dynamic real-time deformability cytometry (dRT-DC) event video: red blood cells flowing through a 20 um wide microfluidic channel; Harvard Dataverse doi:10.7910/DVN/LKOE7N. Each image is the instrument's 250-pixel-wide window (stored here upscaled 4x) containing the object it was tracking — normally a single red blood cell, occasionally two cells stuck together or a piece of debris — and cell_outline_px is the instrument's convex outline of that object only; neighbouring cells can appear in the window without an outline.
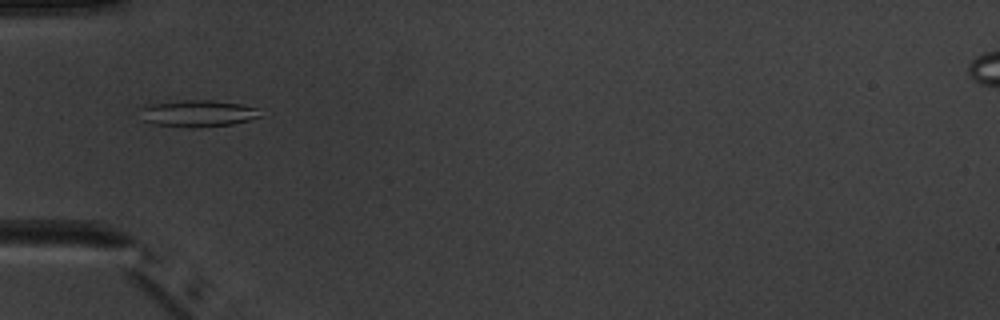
{"species": "common noctule bat (a hibernating species)", "species_latin": "Nyctalus noctula", "temperature_condition": "warm", "stored_images_in_passage": 5, "camera_frame_rate_fps": 3000, "um_per_image_px": 0.085, "animal": {"sex": "male", "body_mass_g": 20.1, "forearm_length_mm": 53.5}, "frame": {"image": 1, "passage_image": 5, "time_ms": 5.333, "image_size_px": [1000, 320], "cell_outline_px": [[264, 116], [232, 124], [192, 128], [152, 124], [144, 120], [140, 108], [152, 104], [184, 100], [212, 100], [240, 104], [260, 108]], "centroid_in_image_um": [16.89, 9.64], "position_along_channel_um": 68.1, "area_um2": 18.73}}